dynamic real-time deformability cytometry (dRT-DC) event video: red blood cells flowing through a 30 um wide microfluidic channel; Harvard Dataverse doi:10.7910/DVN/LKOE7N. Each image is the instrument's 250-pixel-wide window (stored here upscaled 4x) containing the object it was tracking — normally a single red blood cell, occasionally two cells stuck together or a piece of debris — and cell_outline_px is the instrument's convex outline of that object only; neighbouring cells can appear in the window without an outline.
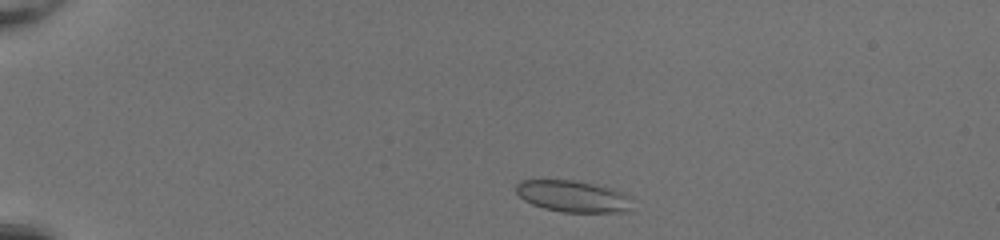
{"species": "common noctule bat (a hibernating species)", "species_latin": "Nyctalus noctula", "temperature_condition": "room temperature", "stored_images_in_passage": 42, "camera_frame_rate_fps": 3000, "um_per_image_px": 0.085, "animal": {"sex": "female", "body_mass_g": 20.0, "forearm_length_mm": 54.0}, "frame": {"image": 1, "passage_image": 3, "time_ms": 0.667, "image_size_px": [1000, 240], "cell_outline_px": [[632, 200], [628, 212], [560, 212], [544, 208], [532, 204], [524, 200], [516, 192], [516, 184], [520, 180], [572, 180], [596, 184], [612, 188], [632, 196]], "centroid_in_image_um": [48.73, 16.68], "position_along_channel_um": 36.3, "area_um2": 21.56}}
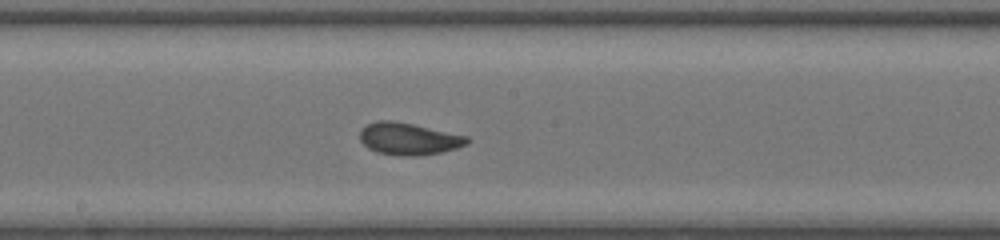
{"frame": {"image": 2, "passage_image": 21, "time_ms": 6.667, "image_size_px": [1000, 240], "cell_outline_px": [[472, 140], [468, 144], [456, 148], [440, 152], [420, 156], [400, 156], [376, 152], [368, 148], [360, 140], [360, 128], [376, 120], [392, 120], [412, 124], [468, 136]], "centroid_in_image_um": [34.73, 11.8], "position_along_channel_um": 213.5, "area_um2": 20.17}}
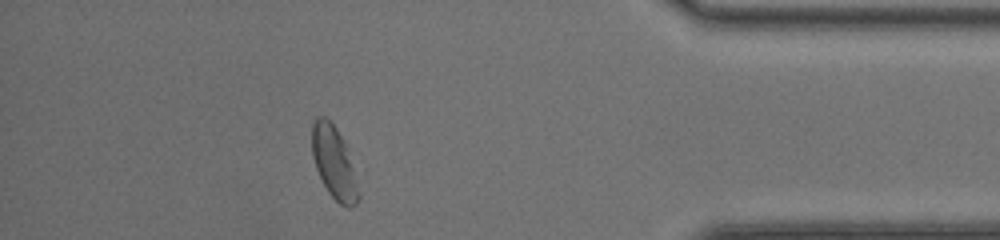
{"frame": {"image": 3, "passage_image": 37, "time_ms": 12.0, "image_size_px": [1000, 240], "cell_outline_px": [[360, 196], [356, 204], [352, 208], [348, 208], [340, 204], [328, 192], [316, 168], [312, 156], [312, 120], [316, 116], [324, 116], [336, 128], [344, 144], [352, 168]], "centroid_in_image_um": [28.35, 13.83], "position_along_channel_um": 406.8, "area_um2": 19.02}, "authors_computed_cell_mechanics": {"area_um2": 20.1722, "velocity_mm_per_s": 4.1912, "shape_relaxation_time_tau1_ms": 3.634, "shape_relaxation_time_tau2_ms": 0.9338, "deformation_change_tau1": 0.1196, "deformation_change_tau2": 0.051}}